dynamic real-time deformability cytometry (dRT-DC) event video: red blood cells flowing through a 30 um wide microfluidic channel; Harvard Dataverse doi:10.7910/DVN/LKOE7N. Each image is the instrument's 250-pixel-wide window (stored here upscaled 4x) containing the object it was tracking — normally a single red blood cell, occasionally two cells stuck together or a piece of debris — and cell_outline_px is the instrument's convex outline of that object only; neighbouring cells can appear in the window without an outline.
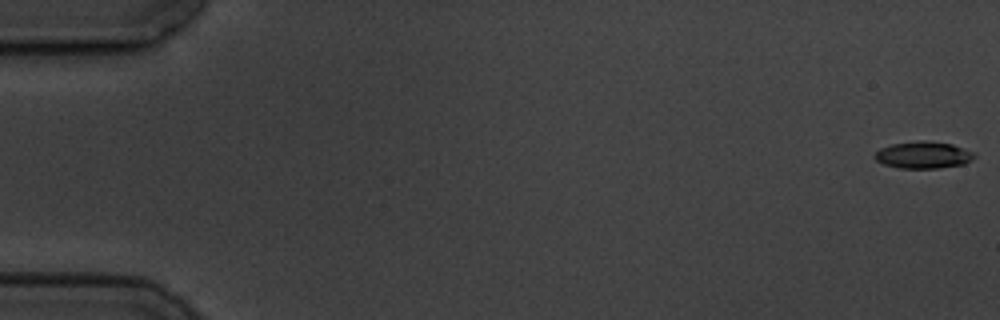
{"species": "common noctule bat (a hibernating species)", "species_latin": "Nyctalus noctula", "temperature_condition": "cold", "stored_images_in_passage": 6, "camera_frame_rate_fps": 3000, "um_per_image_px": 0.085, "animal": {"sex": "male", "body_mass_g": 19.5, "forearm_length_mm": 54.6}, "frame": {"image": 1, "passage_image": 1, "time_ms": 0.0, "image_size_px": [1000, 320], "cell_outline_px": [[976, 156], [964, 164], [940, 168], [900, 168], [884, 164], [876, 160], [872, 156], [880, 148], [892, 144], [920, 140], [952, 144], [976, 152]], "centroid_in_image_um": [78.49, 13.17], "position_along_channel_um": 6.5, "area_um2": 15.66}}
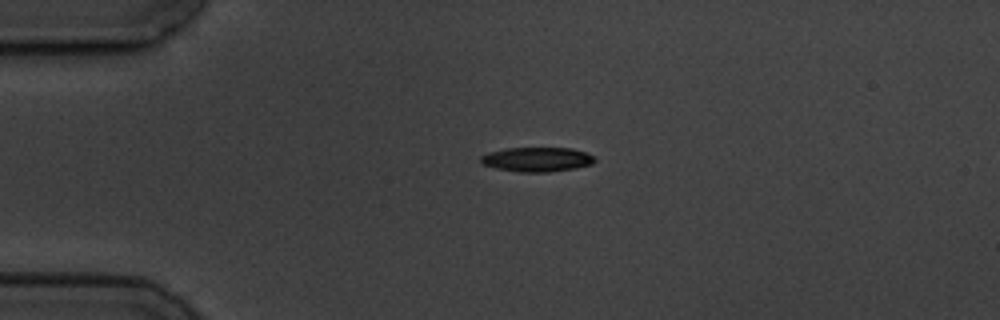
{"frame": {"image": 2, "passage_image": 4, "time_ms": 4.333, "image_size_px": [1000, 320], "cell_outline_px": [[596, 160], [592, 164], [576, 168], [548, 172], [520, 172], [496, 168], [480, 164], [480, 156], [488, 152], [504, 148], [572, 148], [596, 156]], "centroid_in_image_um": [45.63, 13.55], "position_along_channel_um": 39.4, "area_um2": 16.42}}